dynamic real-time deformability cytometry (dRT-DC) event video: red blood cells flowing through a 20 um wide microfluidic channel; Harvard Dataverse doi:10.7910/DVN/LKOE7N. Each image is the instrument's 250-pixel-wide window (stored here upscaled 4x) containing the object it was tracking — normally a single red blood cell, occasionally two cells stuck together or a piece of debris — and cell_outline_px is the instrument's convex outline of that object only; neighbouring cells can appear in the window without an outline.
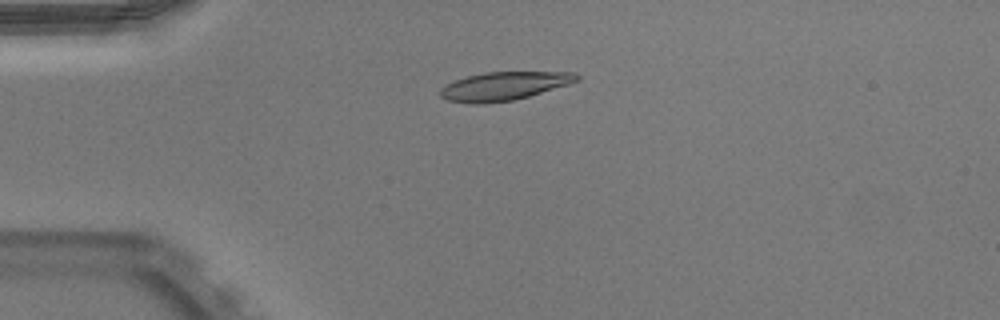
{"species": "Egyptian fruit bat (a non-hibernating species)", "species_latin": "Rousettus aegyptiacus", "temperature_condition": "warm", "stored_images_in_passage": 41, "camera_frame_rate_fps": 3000, "um_per_image_px": 0.085, "animal": {"sex": "male"}, "frame": {"image": 1, "passage_image": 3, "time_ms": 0.667, "image_size_px": [1000, 320], "cell_outline_px": [[580, 80], [568, 84], [528, 96], [512, 100], [484, 104], [472, 104], [448, 100], [440, 96], [440, 88], [456, 80], [468, 76], [484, 72], [576, 72], [580, 76]], "centroid_in_image_um": [42.84, 7.31], "position_along_channel_um": 42.2, "area_um2": 22.43}}
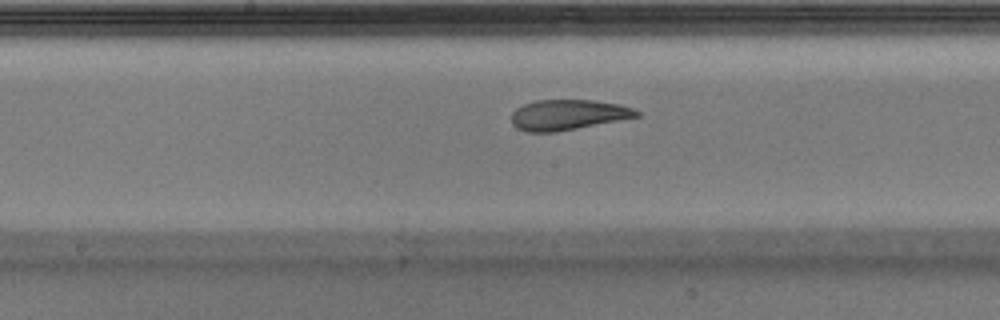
{"frame": {"image": 2, "passage_image": 17, "time_ms": 5.333, "image_size_px": [1000, 320], "cell_outline_px": [[640, 116], [556, 132], [528, 132], [516, 128], [512, 124], [512, 112], [516, 108], [524, 104], [536, 100], [592, 100], [620, 104], [632, 108], [640, 112]], "centroid_in_image_um": [48.25, 9.75], "position_along_channel_um": 199.9, "area_um2": 22.08}}
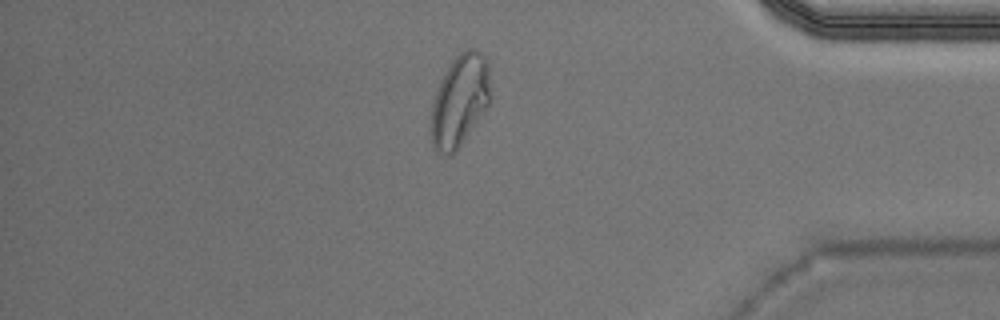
{"frame": {"image": 3, "passage_image": 34, "time_ms": 11.0, "image_size_px": [1000, 320], "cell_outline_px": [[488, 104], [484, 112], [456, 152], [452, 156], [440, 156], [432, 148], [428, 128], [432, 104], [440, 80], [456, 56], [460, 52], [468, 48], [476, 48], [484, 56], [488, 64]], "centroid_in_image_um": [39.0, 8.65], "position_along_channel_um": 396.2, "area_um2": 32.08}, "authors_computed_cell_mechanics": {"area_um2": 23.5246, "velocity_mm_per_s": 3.95, "shape_relaxation_time_tau1_ms": null, "shape_relaxation_time_tau2_ms": 1.4778, "deformation_change_tau1": null, "deformation_change_tau2": 0.0772}}